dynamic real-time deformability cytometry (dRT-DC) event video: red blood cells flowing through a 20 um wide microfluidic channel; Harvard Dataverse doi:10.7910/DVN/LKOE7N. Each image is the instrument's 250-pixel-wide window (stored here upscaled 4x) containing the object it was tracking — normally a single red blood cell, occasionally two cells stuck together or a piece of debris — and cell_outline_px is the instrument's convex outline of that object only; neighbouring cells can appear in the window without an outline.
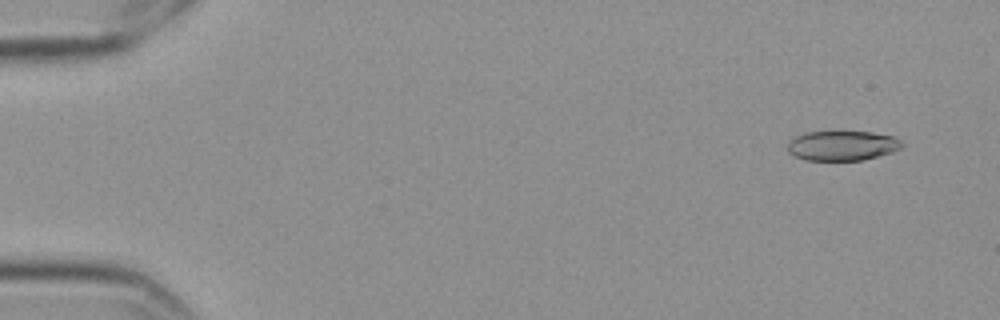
{"species": "Egyptian fruit bat (a non-hibernating species)", "species_latin": "Rousettus aegyptiacus", "temperature_condition": "cold", "stored_images_in_passage": 57, "camera_frame_rate_fps": 3000, "um_per_image_px": 0.085, "frame": {"image": 1, "passage_image": 4, "time_ms": 1.0, "image_size_px": [1000, 320], "cell_outline_px": [[904, 144], [900, 148], [892, 152], [864, 160], [804, 160], [788, 152], [788, 140], [804, 132], [872, 132], [892, 136], [900, 140]], "centroid_in_image_um": [71.58, 12.38], "position_along_channel_um": 13.4, "area_um2": 19.83}}
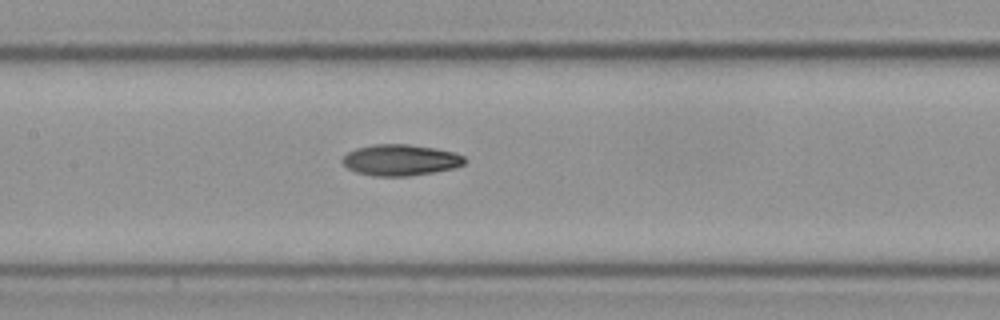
{"frame": {"image": 2, "passage_image": 28, "time_ms": 9.0, "image_size_px": [1000, 320], "cell_outline_px": [[464, 164], [452, 168], [432, 172], [408, 176], [372, 176], [356, 172], [348, 168], [340, 160], [348, 152], [356, 148], [372, 144], [408, 144], [436, 148], [456, 152], [464, 156]], "centroid_in_image_um": [34.02, 13.59], "position_along_channel_um": 173.4, "area_um2": 22.2}}
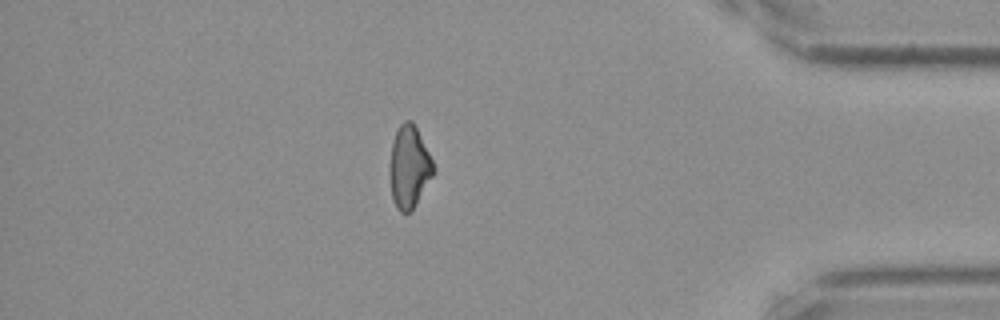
{"frame": {"image": 3, "passage_image": 50, "time_ms": 16.333, "image_size_px": [1000, 320], "cell_outline_px": [[436, 168], [432, 176], [416, 204], [408, 212], [400, 212], [396, 208], [392, 200], [388, 168], [388, 164], [392, 140], [400, 124], [404, 120], [412, 120]], "centroid_in_image_um": [34.73, 14.19], "position_along_channel_um": 400.5, "area_um2": 21.04}, "authors_computed_cell_mechanics": {"area_um2": 21.5016, "velocity_mm_per_s": 3.556, "shape_relaxation_time_tau1_ms": 4.835, "shape_relaxation_time_tau2_ms": null, "deformation_change_tau1": 0.126, "deformation_change_tau2": null}}